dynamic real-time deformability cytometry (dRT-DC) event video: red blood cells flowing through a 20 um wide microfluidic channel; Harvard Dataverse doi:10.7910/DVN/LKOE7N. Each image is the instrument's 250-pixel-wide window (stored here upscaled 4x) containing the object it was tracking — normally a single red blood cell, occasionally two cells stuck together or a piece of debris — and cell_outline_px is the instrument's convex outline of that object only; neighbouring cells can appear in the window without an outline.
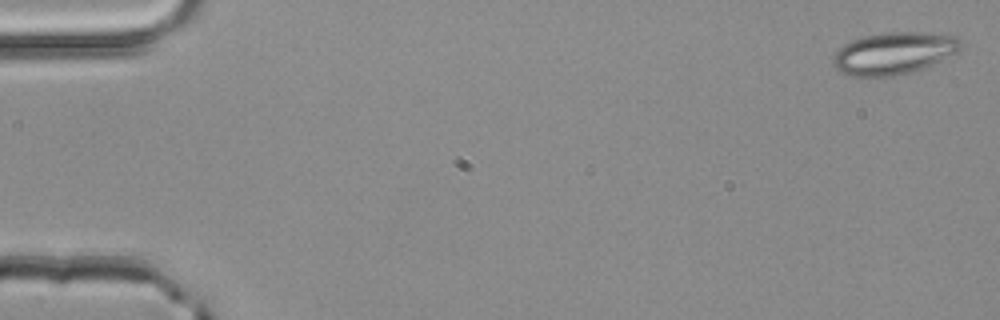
{"species": "common noctule bat (a hibernating species)", "species_latin": "Nyctalus noctula", "temperature_condition": "room temperature", "stored_images_in_passage": 4, "camera_frame_rate_fps": 3000, "um_per_image_px": 0.085, "animal": {"sex": "male", "body_mass_g": 20.4}, "frame": {"image": 1, "passage_image": 1, "time_ms": 0.0, "image_size_px": [1000, 320], "cell_outline_px": [[960, 48], [956, 52], [924, 68], [912, 72], [892, 76], [848, 76], [840, 72], [832, 64], [832, 56], [844, 44], [852, 40], [864, 36], [880, 32], [920, 32], [960, 36]], "centroid_in_image_um": [75.94, 4.52], "position_along_channel_um": 9.1, "area_um2": 31.39}}